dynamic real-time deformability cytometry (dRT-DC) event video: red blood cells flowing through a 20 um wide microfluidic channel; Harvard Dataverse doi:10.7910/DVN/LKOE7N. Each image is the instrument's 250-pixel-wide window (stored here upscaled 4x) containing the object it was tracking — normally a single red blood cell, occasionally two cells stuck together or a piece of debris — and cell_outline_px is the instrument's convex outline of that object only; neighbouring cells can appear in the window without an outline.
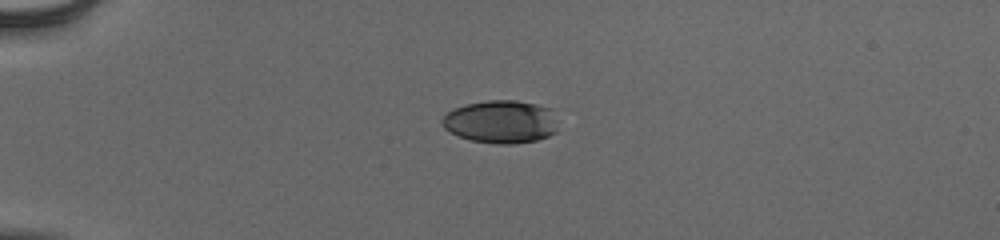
{"species": "human", "species_latin": "Homo sapiens", "temperature_condition": "cold", "stored_images_in_passage": 41, "camera_frame_rate_fps": 3000, "um_per_image_px": 0.085, "donor": {"sex": "male"}, "frame": {"image": 1, "passage_image": 1, "time_ms": 0.0, "image_size_px": [1000, 240], "cell_outline_px": [[556, 132], [548, 136], [536, 140], [512, 144], [496, 144], [472, 140], [460, 136], [444, 128], [440, 124], [440, 120], [448, 112], [464, 104], [488, 100], [516, 100], [536, 104], [552, 108]], "centroid_in_image_um": [42.56, 10.34], "position_along_channel_um": 42.4, "area_um2": 28.9}}
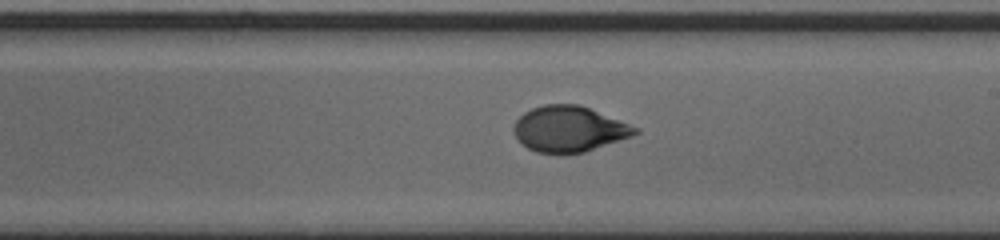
{"frame": {"image": 2, "passage_image": 20, "time_ms": 6.333, "image_size_px": [1000, 240], "cell_outline_px": [[640, 132], [632, 136], [584, 152], [560, 156], [536, 152], [528, 148], [516, 136], [512, 128], [516, 120], [524, 112], [532, 108], [544, 104], [580, 104], [640, 128]], "centroid_in_image_um": [48.37, 10.98], "position_along_channel_um": 240.6, "area_um2": 32.71}}
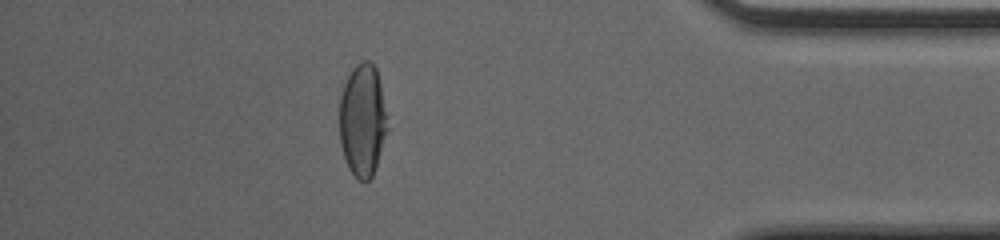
{"frame": {"image": 3, "passage_image": 35, "time_ms": 11.333, "image_size_px": [1000, 240], "cell_outline_px": [[388, 128], [372, 176], [368, 180], [360, 180], [348, 168], [340, 144], [340, 96], [344, 84], [352, 68], [356, 64], [364, 60], [368, 60], [376, 68], [388, 116]], "centroid_in_image_um": [30.82, 10.18], "position_along_channel_um": 404.4, "area_um2": 31.33}, "authors_computed_cell_mechanics": {"area_um2": 32.079, "velocity_mm_per_s": 3.8927, "shape_relaxation_time_tau1_ms": 5.5168, "shape_relaxation_time_tau2_ms": null, "deformation_change_tau1": 0.2141, "deformation_change_tau2": null}}